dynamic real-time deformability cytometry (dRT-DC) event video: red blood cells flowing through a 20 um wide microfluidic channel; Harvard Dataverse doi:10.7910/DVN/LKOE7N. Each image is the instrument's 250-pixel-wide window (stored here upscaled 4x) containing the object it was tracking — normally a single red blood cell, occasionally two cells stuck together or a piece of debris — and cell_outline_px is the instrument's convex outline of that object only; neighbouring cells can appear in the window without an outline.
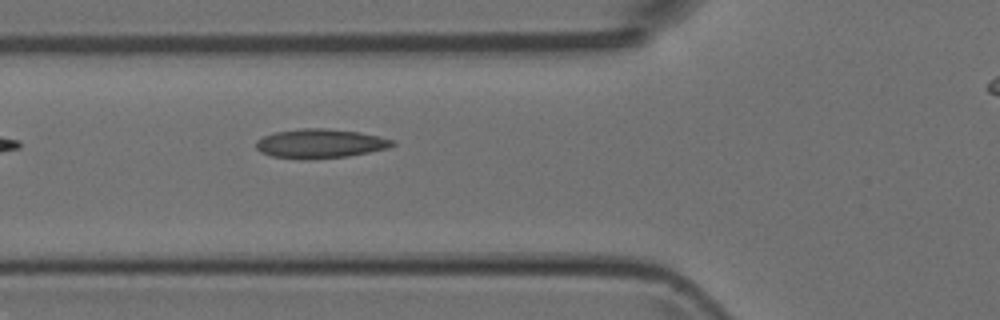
{"species": "Egyptian fruit bat (a non-hibernating species)", "species_latin": "Rousettus aegyptiacus", "temperature_condition": "room temperature", "stored_images_in_passage": 6, "camera_frame_rate_fps": 3000, "um_per_image_px": 0.085, "animal": {"sex": "female"}, "frame": {"image": 1, "passage_image": 5, "time_ms": 5.333, "image_size_px": [1000, 320], "cell_outline_px": [[396, 144], [388, 148], [348, 156], [308, 160], [304, 160], [272, 156], [260, 152], [256, 148], [256, 140], [264, 136], [276, 132], [300, 128], [328, 128], [360, 132], [380, 136], [396, 140]], "centroid_in_image_um": [27.23, 12.2], "position_along_channel_um": 98.6, "area_um2": 23.47}}